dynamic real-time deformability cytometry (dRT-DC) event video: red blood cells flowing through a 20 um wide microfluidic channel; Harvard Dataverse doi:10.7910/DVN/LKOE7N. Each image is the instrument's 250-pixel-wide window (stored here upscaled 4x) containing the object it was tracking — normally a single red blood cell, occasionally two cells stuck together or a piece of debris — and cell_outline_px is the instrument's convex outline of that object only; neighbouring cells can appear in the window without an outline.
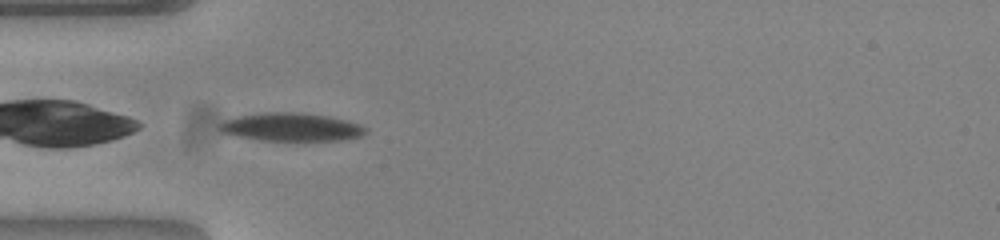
{"species": "common noctule bat (a hibernating species)", "species_latin": "Nyctalus noctula", "temperature_condition": "warm", "stored_images_in_passage": 38, "camera_frame_rate_fps": 3000, "um_per_image_px": 0.085, "animal": {"sex": "female", "body_mass_g": 23.0, "forearm_length_mm": 53.4}, "frame": {"image": 1, "passage_image": 1, "time_ms": 0.0, "image_size_px": [1000, 240], "cell_outline_px": [[368, 132], [360, 136], [340, 140], [264, 140], [236, 136], [220, 132], [216, 124], [224, 120], [236, 116], [264, 112], [296, 112], [328, 116], [360, 124], [368, 128]], "centroid_in_image_um": [24.71, 10.79], "position_along_channel_um": 60.3, "area_um2": 24.04}}
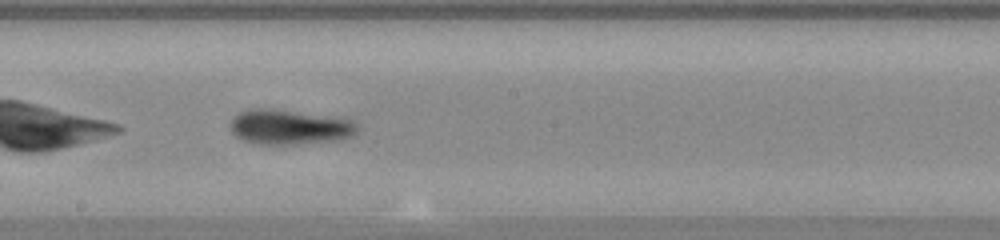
{"frame": {"image": 2, "passage_image": 14, "time_ms": 4.333, "image_size_px": [1000, 240], "cell_outline_px": [[360, 128], [352, 136], [336, 140], [288, 144], [256, 144], [244, 140], [236, 136], [232, 132], [228, 124], [240, 112], [252, 108], [264, 108], [348, 120], [356, 124]], "centroid_in_image_um": [24.53, 10.82], "position_along_channel_um": 223.7, "area_um2": 24.97}}
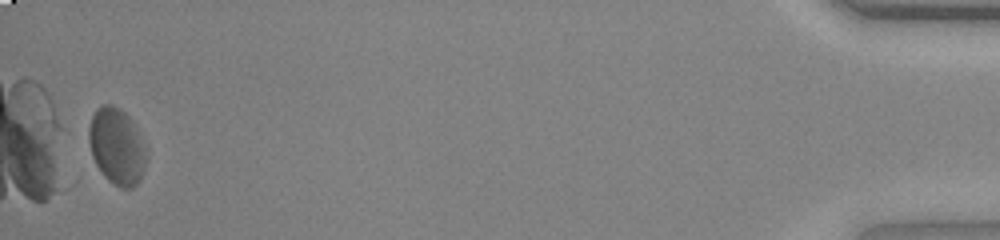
{"frame": {"image": 3, "passage_image": 37, "time_ms": 12.0, "image_size_px": [1000, 240], "cell_outline_px": [[144, 168], [140, 180], [132, 188], [120, 188], [108, 180], [100, 172], [80, 132], [96, 108], [104, 104], [112, 104], [120, 108], [128, 116], [144, 148]], "centroid_in_image_um": [9.75, 12.4], "position_along_channel_um": 425.4, "area_um2": 26.18}, "authors_computed_cell_mechanics": {"area_um2": 24.4494, "velocity_mm_per_s": 3.8267, "shape_relaxation_time_tau1_ms": 4.297, "shape_relaxation_time_tau2_ms": 4.6361, "deformation_change_tau1": 0.1307, "deformation_change_tau2": 0.1196}}